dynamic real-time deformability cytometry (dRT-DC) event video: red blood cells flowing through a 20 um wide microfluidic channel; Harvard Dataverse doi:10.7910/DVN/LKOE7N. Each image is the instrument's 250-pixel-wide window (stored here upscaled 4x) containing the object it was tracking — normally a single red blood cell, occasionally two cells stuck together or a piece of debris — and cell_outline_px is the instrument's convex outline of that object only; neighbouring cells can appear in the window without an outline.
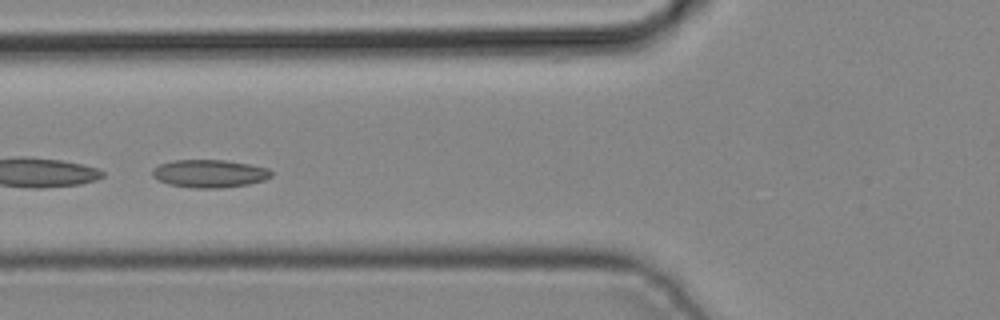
{"species": "common noctule bat (a hibernating species)", "species_latin": "Nyctalus noctula", "temperature_condition": "cold", "stored_images_in_passage": 5, "camera_frame_rate_fps": 3000, "um_per_image_px": 0.085, "animal": {"sex": "male", "body_mass_g": 19.2, "forearm_length_mm": 51.8}, "frame": {"image": 1, "passage_image": 5, "time_ms": 1.333, "image_size_px": [1000, 320], "cell_outline_px": [[272, 176], [264, 180], [248, 184], [220, 188], [192, 188], [168, 184], [152, 176], [152, 168], [160, 164], [176, 160], [224, 160], [252, 164], [268, 168], [272, 172]], "centroid_in_image_um": [17.82, 14.75], "position_along_channel_um": 108.0, "area_um2": 19.36}}